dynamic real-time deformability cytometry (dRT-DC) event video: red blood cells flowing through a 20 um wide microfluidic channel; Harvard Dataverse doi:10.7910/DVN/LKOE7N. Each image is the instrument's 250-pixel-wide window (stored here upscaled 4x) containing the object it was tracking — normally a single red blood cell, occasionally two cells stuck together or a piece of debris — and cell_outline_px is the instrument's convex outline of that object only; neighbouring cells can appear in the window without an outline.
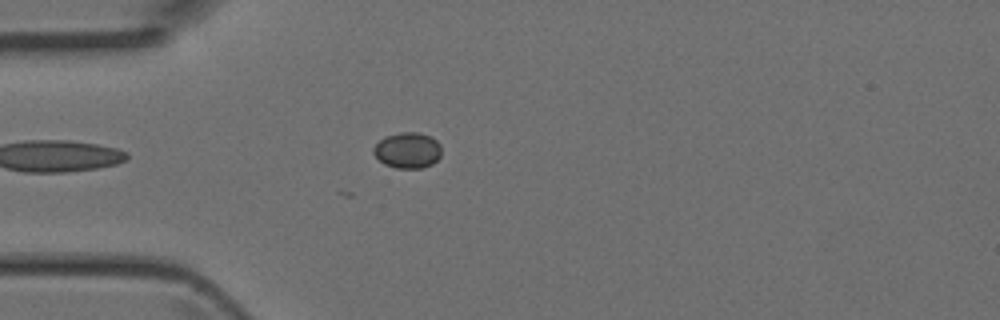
{"species": "Egyptian fruit bat (a non-hibernating species)", "species_latin": "Rousettus aegyptiacus", "temperature_condition": "room temperature", "stored_images_in_passage": 3, "camera_frame_rate_fps": 3000, "um_per_image_px": 0.085, "animal": {"sex": "female"}, "frame": {"image": 1, "passage_image": 3, "time_ms": 0.667, "image_size_px": [1000, 320], "cell_outline_px": [[440, 156], [432, 164], [420, 168], [396, 168], [384, 164], [372, 152], [372, 148], [384, 136], [400, 132], [416, 132], [428, 136], [436, 140], [440, 144]], "centroid_in_image_um": [34.62, 12.77], "position_along_channel_um": 50.4, "area_um2": 14.1}}